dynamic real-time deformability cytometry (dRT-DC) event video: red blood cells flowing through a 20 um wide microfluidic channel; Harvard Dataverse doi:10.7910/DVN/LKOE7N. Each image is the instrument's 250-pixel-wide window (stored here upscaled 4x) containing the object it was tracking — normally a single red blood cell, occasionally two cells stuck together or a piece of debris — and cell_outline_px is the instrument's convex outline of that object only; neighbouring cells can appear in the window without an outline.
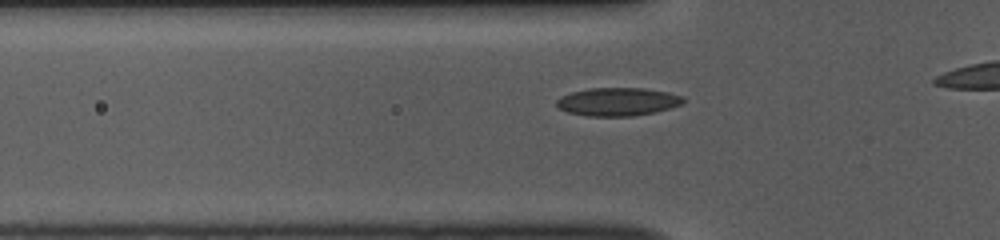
{"species": "common noctule bat (a hibernating species)", "species_latin": "Nyctalus noctula", "temperature_condition": "room temperature", "stored_images_in_passage": 14, "camera_frame_rate_fps": 3000, "um_per_image_px": 0.085, "animal": {"sex": "female", "body_mass_g": 10.0, "forearm_length_mm": 53.1}, "frame": {"image": 1, "passage_image": 5, "time_ms": 1.333, "image_size_px": [1000, 240], "cell_outline_px": [[684, 100], [680, 104], [656, 112], [632, 116], [588, 116], [568, 112], [560, 108], [556, 104], [556, 100], [560, 96], [572, 92], [592, 88], [644, 88], [668, 92], [684, 96]], "centroid_in_image_um": [52.5, 8.64], "position_along_channel_um": 73.3, "area_um2": 20.69}}
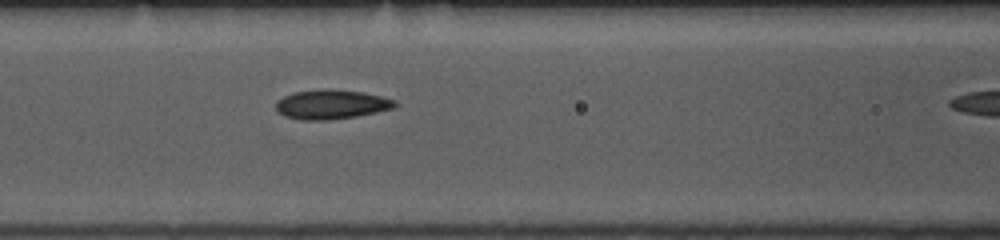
{"frame": {"image": 2, "passage_image": 10, "time_ms": 3.0, "image_size_px": [1000, 240], "cell_outline_px": [[396, 104], [392, 108], [376, 112], [356, 116], [328, 120], [300, 120], [284, 116], [276, 108], [276, 100], [292, 92], [328, 88], [364, 92], [396, 100]], "centroid_in_image_um": [28.13, 8.86], "position_along_channel_um": 138.5, "area_um2": 20.4}}